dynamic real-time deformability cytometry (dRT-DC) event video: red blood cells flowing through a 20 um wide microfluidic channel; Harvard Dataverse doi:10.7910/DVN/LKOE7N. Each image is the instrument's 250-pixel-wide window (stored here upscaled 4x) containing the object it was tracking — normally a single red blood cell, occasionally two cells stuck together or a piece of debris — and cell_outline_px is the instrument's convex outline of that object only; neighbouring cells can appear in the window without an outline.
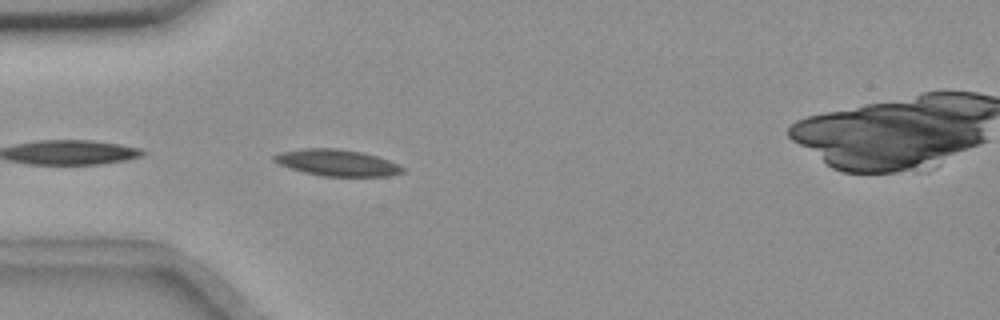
{"species": "common noctule bat (a hibernating species)", "species_latin": "Nyctalus noctula", "temperature_condition": "room temperature", "stored_images_in_passage": 9, "camera_frame_rate_fps": 3000, "um_per_image_px": 0.085, "animal": {"sex": "female", "body_mass_g": 18.4}, "frame": {"image": 1, "passage_image": 2, "time_ms": 0.333, "image_size_px": [1000, 320], "cell_outline_px": [[404, 172], [388, 176], [324, 176], [304, 172], [280, 164], [272, 160], [272, 156], [280, 152], [304, 148], [336, 148], [364, 152], [400, 164], [404, 168]], "centroid_in_image_um": [28.67, 13.82], "position_along_channel_um": 56.3, "area_um2": 19.77}}
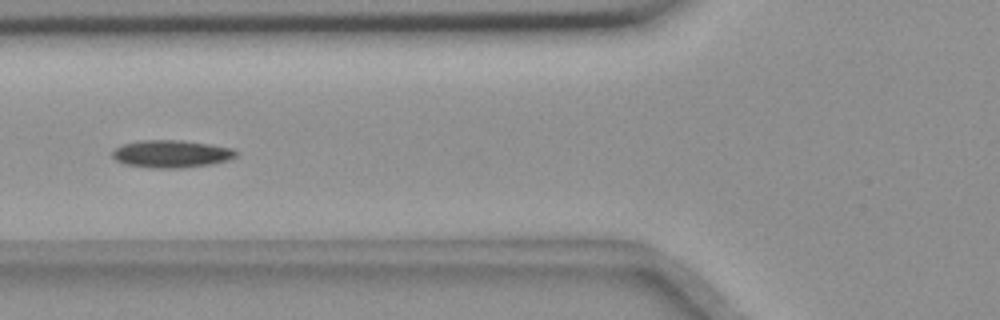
{"frame": {"image": 2, "passage_image": 7, "time_ms": 2.0, "image_size_px": [1000, 320], "cell_outline_px": [[240, 152], [236, 156], [228, 160], [212, 164], [184, 168], [148, 168], [124, 164], [116, 160], [112, 156], [112, 152], [116, 148], [124, 144], [140, 140], [184, 140], [232, 148]], "centroid_in_image_um": [14.58, 13.08], "position_along_channel_um": 111.2, "area_um2": 20.0}}